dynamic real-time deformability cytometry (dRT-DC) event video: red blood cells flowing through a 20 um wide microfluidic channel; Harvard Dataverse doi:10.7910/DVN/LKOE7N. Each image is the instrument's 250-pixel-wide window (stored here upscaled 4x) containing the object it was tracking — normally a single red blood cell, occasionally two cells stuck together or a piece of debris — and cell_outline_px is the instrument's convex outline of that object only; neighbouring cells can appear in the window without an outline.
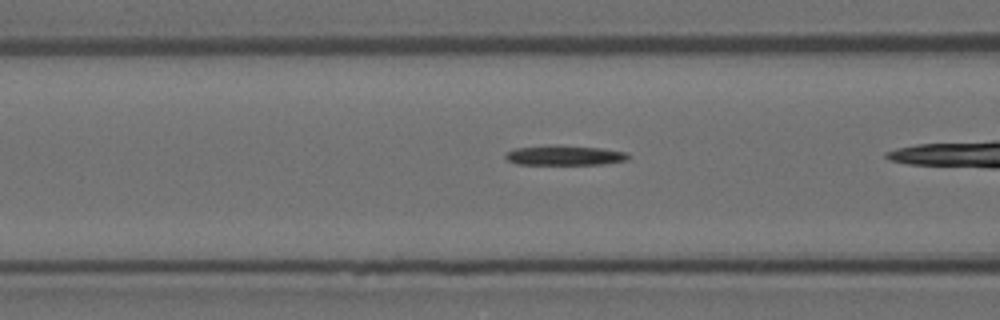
{"species": "Egyptian fruit bat (a non-hibernating species)", "species_latin": "Rousettus aegyptiacus", "temperature_condition": "room temperature", "stored_images_in_passage": 18, "camera_frame_rate_fps": 3000, "um_per_image_px": 0.085, "animal": {"sex": "female"}, "frame": {"image": 1, "passage_image": 15, "time_ms": 4.667, "image_size_px": [1000, 320], "cell_outline_px": [[632, 156], [628, 160], [604, 164], [516, 164], [508, 160], [504, 156], [508, 152], [516, 148], [552, 144], [556, 144], [600, 148], [628, 152]], "centroid_in_image_um": [48.05, 13.19], "position_along_channel_um": 118.6, "area_um2": 14.39}}